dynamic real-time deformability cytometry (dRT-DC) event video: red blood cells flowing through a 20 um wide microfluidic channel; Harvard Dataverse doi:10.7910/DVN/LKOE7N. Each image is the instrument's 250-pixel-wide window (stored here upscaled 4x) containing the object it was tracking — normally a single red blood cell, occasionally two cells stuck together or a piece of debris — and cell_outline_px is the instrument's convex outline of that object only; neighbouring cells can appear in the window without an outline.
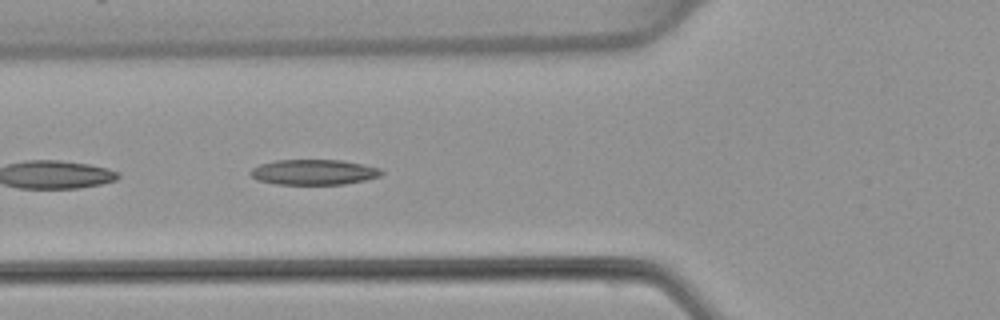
{"species": "common noctule bat (a hibernating species)", "species_latin": "Nyctalus noctula", "temperature_condition": "warm", "stored_images_in_passage": 7, "segment_of_instrument_passage": [2, 3], "camera_frame_rate_fps": 3000, "um_per_image_px": 0.085, "animal": {"sex": "female", "body_mass_g": 22.7, "forearm_length_mm": 54.2}, "frame": {"image": 1, "passage_image": 6, "time_ms": 1.667, "image_size_px": [1000, 320], "cell_outline_px": [[384, 172], [380, 176], [364, 180], [344, 184], [276, 184], [256, 180], [248, 172], [252, 168], [260, 164], [276, 160], [340, 160], [364, 164], [380, 168]], "centroid_in_image_um": [26.66, 14.63], "position_along_channel_um": 99.1, "area_um2": 19.36}}